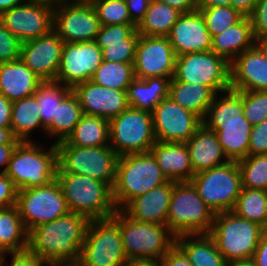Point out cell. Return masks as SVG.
Segmentation results:
<instances>
[{
  "instance_id": "6da1fadb",
  "label": "cell",
  "mask_w": 267,
  "mask_h": 266,
  "mask_svg": "<svg viewBox=\"0 0 267 266\" xmlns=\"http://www.w3.org/2000/svg\"><path fill=\"white\" fill-rule=\"evenodd\" d=\"M90 220L69 212L28 232V250L45 262H78Z\"/></svg>"
},
{
  "instance_id": "7a4b0ae2",
  "label": "cell",
  "mask_w": 267,
  "mask_h": 266,
  "mask_svg": "<svg viewBox=\"0 0 267 266\" xmlns=\"http://www.w3.org/2000/svg\"><path fill=\"white\" fill-rule=\"evenodd\" d=\"M203 125L216 133L229 160L238 161L248 156L252 125L244 116L240 91L230 89L216 94Z\"/></svg>"
},
{
  "instance_id": "3957f363",
  "label": "cell",
  "mask_w": 267,
  "mask_h": 266,
  "mask_svg": "<svg viewBox=\"0 0 267 266\" xmlns=\"http://www.w3.org/2000/svg\"><path fill=\"white\" fill-rule=\"evenodd\" d=\"M46 145V141L17 143L5 172L17 190L44 186L56 179L58 150L56 144Z\"/></svg>"
},
{
  "instance_id": "277c9868",
  "label": "cell",
  "mask_w": 267,
  "mask_h": 266,
  "mask_svg": "<svg viewBox=\"0 0 267 266\" xmlns=\"http://www.w3.org/2000/svg\"><path fill=\"white\" fill-rule=\"evenodd\" d=\"M169 181L151 152L120 156L112 187L115 207L122 210L131 200Z\"/></svg>"
},
{
  "instance_id": "5b68a950",
  "label": "cell",
  "mask_w": 267,
  "mask_h": 266,
  "mask_svg": "<svg viewBox=\"0 0 267 266\" xmlns=\"http://www.w3.org/2000/svg\"><path fill=\"white\" fill-rule=\"evenodd\" d=\"M58 181L70 212L89 220L111 218L117 211L113 201L112 188L91 176L57 173Z\"/></svg>"
},
{
  "instance_id": "8992f818",
  "label": "cell",
  "mask_w": 267,
  "mask_h": 266,
  "mask_svg": "<svg viewBox=\"0 0 267 266\" xmlns=\"http://www.w3.org/2000/svg\"><path fill=\"white\" fill-rule=\"evenodd\" d=\"M264 227L232 211L215 214L209 235L230 265L252 260Z\"/></svg>"
},
{
  "instance_id": "52a82bcc",
  "label": "cell",
  "mask_w": 267,
  "mask_h": 266,
  "mask_svg": "<svg viewBox=\"0 0 267 266\" xmlns=\"http://www.w3.org/2000/svg\"><path fill=\"white\" fill-rule=\"evenodd\" d=\"M214 216L190 181H175L166 220L175 236L209 234Z\"/></svg>"
},
{
  "instance_id": "ba28073f",
  "label": "cell",
  "mask_w": 267,
  "mask_h": 266,
  "mask_svg": "<svg viewBox=\"0 0 267 266\" xmlns=\"http://www.w3.org/2000/svg\"><path fill=\"white\" fill-rule=\"evenodd\" d=\"M82 266H127L120 231V210L108 219L90 220L80 251Z\"/></svg>"
},
{
  "instance_id": "9c48e42d",
  "label": "cell",
  "mask_w": 267,
  "mask_h": 266,
  "mask_svg": "<svg viewBox=\"0 0 267 266\" xmlns=\"http://www.w3.org/2000/svg\"><path fill=\"white\" fill-rule=\"evenodd\" d=\"M120 231L130 261H160L175 245L176 236L166 225L139 222L120 210Z\"/></svg>"
},
{
  "instance_id": "30bf717a",
  "label": "cell",
  "mask_w": 267,
  "mask_h": 266,
  "mask_svg": "<svg viewBox=\"0 0 267 266\" xmlns=\"http://www.w3.org/2000/svg\"><path fill=\"white\" fill-rule=\"evenodd\" d=\"M190 182L214 214L232 211L242 189L238 162L231 160L196 173Z\"/></svg>"
},
{
  "instance_id": "8fae6325",
  "label": "cell",
  "mask_w": 267,
  "mask_h": 266,
  "mask_svg": "<svg viewBox=\"0 0 267 266\" xmlns=\"http://www.w3.org/2000/svg\"><path fill=\"white\" fill-rule=\"evenodd\" d=\"M155 142L151 112L129 106L109 121V146L119 157L150 152Z\"/></svg>"
},
{
  "instance_id": "7c38bea8",
  "label": "cell",
  "mask_w": 267,
  "mask_h": 266,
  "mask_svg": "<svg viewBox=\"0 0 267 266\" xmlns=\"http://www.w3.org/2000/svg\"><path fill=\"white\" fill-rule=\"evenodd\" d=\"M56 147L58 150L57 173L91 176L113 187L119 156L110 146L56 145Z\"/></svg>"
},
{
  "instance_id": "4fadbf2b",
  "label": "cell",
  "mask_w": 267,
  "mask_h": 266,
  "mask_svg": "<svg viewBox=\"0 0 267 266\" xmlns=\"http://www.w3.org/2000/svg\"><path fill=\"white\" fill-rule=\"evenodd\" d=\"M173 78L206 85L216 94L231 89L230 63L212 51L176 56Z\"/></svg>"
},
{
  "instance_id": "5bb4252c",
  "label": "cell",
  "mask_w": 267,
  "mask_h": 266,
  "mask_svg": "<svg viewBox=\"0 0 267 266\" xmlns=\"http://www.w3.org/2000/svg\"><path fill=\"white\" fill-rule=\"evenodd\" d=\"M16 206L28 232L70 212L56 179L44 186L18 190Z\"/></svg>"
},
{
  "instance_id": "9a60e30c",
  "label": "cell",
  "mask_w": 267,
  "mask_h": 266,
  "mask_svg": "<svg viewBox=\"0 0 267 266\" xmlns=\"http://www.w3.org/2000/svg\"><path fill=\"white\" fill-rule=\"evenodd\" d=\"M101 27L92 4L71 1L53 11V30L64 42L94 41Z\"/></svg>"
},
{
  "instance_id": "2e32d148",
  "label": "cell",
  "mask_w": 267,
  "mask_h": 266,
  "mask_svg": "<svg viewBox=\"0 0 267 266\" xmlns=\"http://www.w3.org/2000/svg\"><path fill=\"white\" fill-rule=\"evenodd\" d=\"M156 141L186 143L203 125V120L184 109L170 97L163 99L151 112Z\"/></svg>"
},
{
  "instance_id": "e0dca14e",
  "label": "cell",
  "mask_w": 267,
  "mask_h": 266,
  "mask_svg": "<svg viewBox=\"0 0 267 266\" xmlns=\"http://www.w3.org/2000/svg\"><path fill=\"white\" fill-rule=\"evenodd\" d=\"M102 61V51L95 41L64 42L55 80L70 88L91 81Z\"/></svg>"
},
{
  "instance_id": "ac0fdd59",
  "label": "cell",
  "mask_w": 267,
  "mask_h": 266,
  "mask_svg": "<svg viewBox=\"0 0 267 266\" xmlns=\"http://www.w3.org/2000/svg\"><path fill=\"white\" fill-rule=\"evenodd\" d=\"M175 62L176 54L168 37L139 35L133 64L135 78L141 80L150 77L171 79L175 70Z\"/></svg>"
},
{
  "instance_id": "d6986e66",
  "label": "cell",
  "mask_w": 267,
  "mask_h": 266,
  "mask_svg": "<svg viewBox=\"0 0 267 266\" xmlns=\"http://www.w3.org/2000/svg\"><path fill=\"white\" fill-rule=\"evenodd\" d=\"M54 9L25 1L0 15V22L23 43L48 34L53 29Z\"/></svg>"
},
{
  "instance_id": "ffe728a7",
  "label": "cell",
  "mask_w": 267,
  "mask_h": 266,
  "mask_svg": "<svg viewBox=\"0 0 267 266\" xmlns=\"http://www.w3.org/2000/svg\"><path fill=\"white\" fill-rule=\"evenodd\" d=\"M64 41L52 29L48 34L22 43L20 59L43 81L55 80Z\"/></svg>"
},
{
  "instance_id": "44dd1931",
  "label": "cell",
  "mask_w": 267,
  "mask_h": 266,
  "mask_svg": "<svg viewBox=\"0 0 267 266\" xmlns=\"http://www.w3.org/2000/svg\"><path fill=\"white\" fill-rule=\"evenodd\" d=\"M72 91L85 115L98 116L110 121L129 107L127 91L103 87L92 81L77 84Z\"/></svg>"
},
{
  "instance_id": "7402d4cb",
  "label": "cell",
  "mask_w": 267,
  "mask_h": 266,
  "mask_svg": "<svg viewBox=\"0 0 267 266\" xmlns=\"http://www.w3.org/2000/svg\"><path fill=\"white\" fill-rule=\"evenodd\" d=\"M167 37L176 56L207 52L212 48V35L199 10L182 13Z\"/></svg>"
},
{
  "instance_id": "603a6c76",
  "label": "cell",
  "mask_w": 267,
  "mask_h": 266,
  "mask_svg": "<svg viewBox=\"0 0 267 266\" xmlns=\"http://www.w3.org/2000/svg\"><path fill=\"white\" fill-rule=\"evenodd\" d=\"M231 89L267 91V59L254 45L230 63Z\"/></svg>"
},
{
  "instance_id": "cb8c5ba5",
  "label": "cell",
  "mask_w": 267,
  "mask_h": 266,
  "mask_svg": "<svg viewBox=\"0 0 267 266\" xmlns=\"http://www.w3.org/2000/svg\"><path fill=\"white\" fill-rule=\"evenodd\" d=\"M175 181L155 187L131 200L122 211L130 218L147 223L166 225Z\"/></svg>"
},
{
  "instance_id": "d4e9b609",
  "label": "cell",
  "mask_w": 267,
  "mask_h": 266,
  "mask_svg": "<svg viewBox=\"0 0 267 266\" xmlns=\"http://www.w3.org/2000/svg\"><path fill=\"white\" fill-rule=\"evenodd\" d=\"M42 81L21 59L0 64V95L11 102L34 95Z\"/></svg>"
},
{
  "instance_id": "484cf974",
  "label": "cell",
  "mask_w": 267,
  "mask_h": 266,
  "mask_svg": "<svg viewBox=\"0 0 267 266\" xmlns=\"http://www.w3.org/2000/svg\"><path fill=\"white\" fill-rule=\"evenodd\" d=\"M150 152L169 180L190 181L195 175L185 143L156 141Z\"/></svg>"
},
{
  "instance_id": "4316f807",
  "label": "cell",
  "mask_w": 267,
  "mask_h": 266,
  "mask_svg": "<svg viewBox=\"0 0 267 266\" xmlns=\"http://www.w3.org/2000/svg\"><path fill=\"white\" fill-rule=\"evenodd\" d=\"M185 144L189 150L194 174L230 161L225 155L216 133L204 125Z\"/></svg>"
},
{
  "instance_id": "83f0119b",
  "label": "cell",
  "mask_w": 267,
  "mask_h": 266,
  "mask_svg": "<svg viewBox=\"0 0 267 266\" xmlns=\"http://www.w3.org/2000/svg\"><path fill=\"white\" fill-rule=\"evenodd\" d=\"M39 111L40 107L35 95L12 102L10 128L16 140L36 141L33 135L40 132L43 135L42 138H46V128L40 120Z\"/></svg>"
},
{
  "instance_id": "f1b7e54d",
  "label": "cell",
  "mask_w": 267,
  "mask_h": 266,
  "mask_svg": "<svg viewBox=\"0 0 267 266\" xmlns=\"http://www.w3.org/2000/svg\"><path fill=\"white\" fill-rule=\"evenodd\" d=\"M254 44L251 21L248 16H244L227 30L212 37L211 51L231 63L245 50L252 48Z\"/></svg>"
},
{
  "instance_id": "f546056e",
  "label": "cell",
  "mask_w": 267,
  "mask_h": 266,
  "mask_svg": "<svg viewBox=\"0 0 267 266\" xmlns=\"http://www.w3.org/2000/svg\"><path fill=\"white\" fill-rule=\"evenodd\" d=\"M175 245L192 266H229L209 234L179 235L175 238Z\"/></svg>"
},
{
  "instance_id": "4dcf8cb0",
  "label": "cell",
  "mask_w": 267,
  "mask_h": 266,
  "mask_svg": "<svg viewBox=\"0 0 267 266\" xmlns=\"http://www.w3.org/2000/svg\"><path fill=\"white\" fill-rule=\"evenodd\" d=\"M169 78H135L127 89L128 106L152 112L165 98L169 97Z\"/></svg>"
},
{
  "instance_id": "1f68e13d",
  "label": "cell",
  "mask_w": 267,
  "mask_h": 266,
  "mask_svg": "<svg viewBox=\"0 0 267 266\" xmlns=\"http://www.w3.org/2000/svg\"><path fill=\"white\" fill-rule=\"evenodd\" d=\"M216 93L203 84L186 83L175 80L173 77L169 83V97L184 109H187L202 120L213 101Z\"/></svg>"
},
{
  "instance_id": "d6a6232c",
  "label": "cell",
  "mask_w": 267,
  "mask_h": 266,
  "mask_svg": "<svg viewBox=\"0 0 267 266\" xmlns=\"http://www.w3.org/2000/svg\"><path fill=\"white\" fill-rule=\"evenodd\" d=\"M84 115L77 96L73 91L58 105L56 115L46 127V139L49 143L58 144L66 141L75 126ZM51 141V142H50Z\"/></svg>"
},
{
  "instance_id": "836d02e7",
  "label": "cell",
  "mask_w": 267,
  "mask_h": 266,
  "mask_svg": "<svg viewBox=\"0 0 267 266\" xmlns=\"http://www.w3.org/2000/svg\"><path fill=\"white\" fill-rule=\"evenodd\" d=\"M28 249V231L18 207L0 209V253L21 252Z\"/></svg>"
},
{
  "instance_id": "e575fe53",
  "label": "cell",
  "mask_w": 267,
  "mask_h": 266,
  "mask_svg": "<svg viewBox=\"0 0 267 266\" xmlns=\"http://www.w3.org/2000/svg\"><path fill=\"white\" fill-rule=\"evenodd\" d=\"M56 145L109 146V120L84 114L67 140Z\"/></svg>"
},
{
  "instance_id": "d590c367",
  "label": "cell",
  "mask_w": 267,
  "mask_h": 266,
  "mask_svg": "<svg viewBox=\"0 0 267 266\" xmlns=\"http://www.w3.org/2000/svg\"><path fill=\"white\" fill-rule=\"evenodd\" d=\"M181 14L165 3L151 0L144 19L137 26V32L141 36L167 37Z\"/></svg>"
},
{
  "instance_id": "8d00e7d4",
  "label": "cell",
  "mask_w": 267,
  "mask_h": 266,
  "mask_svg": "<svg viewBox=\"0 0 267 266\" xmlns=\"http://www.w3.org/2000/svg\"><path fill=\"white\" fill-rule=\"evenodd\" d=\"M72 92V88L56 80L42 81L34 95L40 107V120L46 128L56 115L57 107Z\"/></svg>"
},
{
  "instance_id": "74e56055",
  "label": "cell",
  "mask_w": 267,
  "mask_h": 266,
  "mask_svg": "<svg viewBox=\"0 0 267 266\" xmlns=\"http://www.w3.org/2000/svg\"><path fill=\"white\" fill-rule=\"evenodd\" d=\"M134 63L102 61L95 70L91 81L103 87L127 91L131 82L135 79Z\"/></svg>"
},
{
  "instance_id": "f35d334b",
  "label": "cell",
  "mask_w": 267,
  "mask_h": 266,
  "mask_svg": "<svg viewBox=\"0 0 267 266\" xmlns=\"http://www.w3.org/2000/svg\"><path fill=\"white\" fill-rule=\"evenodd\" d=\"M232 212L264 227L267 224V191L242 188Z\"/></svg>"
},
{
  "instance_id": "ab89813d",
  "label": "cell",
  "mask_w": 267,
  "mask_h": 266,
  "mask_svg": "<svg viewBox=\"0 0 267 266\" xmlns=\"http://www.w3.org/2000/svg\"><path fill=\"white\" fill-rule=\"evenodd\" d=\"M237 162L242 176V188L267 191V154L248 155Z\"/></svg>"
},
{
  "instance_id": "60d3db41",
  "label": "cell",
  "mask_w": 267,
  "mask_h": 266,
  "mask_svg": "<svg viewBox=\"0 0 267 266\" xmlns=\"http://www.w3.org/2000/svg\"><path fill=\"white\" fill-rule=\"evenodd\" d=\"M212 37L239 22L244 16L232 6H217L199 10Z\"/></svg>"
},
{
  "instance_id": "b9f144b4",
  "label": "cell",
  "mask_w": 267,
  "mask_h": 266,
  "mask_svg": "<svg viewBox=\"0 0 267 266\" xmlns=\"http://www.w3.org/2000/svg\"><path fill=\"white\" fill-rule=\"evenodd\" d=\"M101 25L134 24L125 0H97L92 3Z\"/></svg>"
},
{
  "instance_id": "7bdbcfd3",
  "label": "cell",
  "mask_w": 267,
  "mask_h": 266,
  "mask_svg": "<svg viewBox=\"0 0 267 266\" xmlns=\"http://www.w3.org/2000/svg\"><path fill=\"white\" fill-rule=\"evenodd\" d=\"M139 39L137 30L127 39L115 43H96L102 51L103 61L134 63L136 45Z\"/></svg>"
},
{
  "instance_id": "ee69618b",
  "label": "cell",
  "mask_w": 267,
  "mask_h": 266,
  "mask_svg": "<svg viewBox=\"0 0 267 266\" xmlns=\"http://www.w3.org/2000/svg\"><path fill=\"white\" fill-rule=\"evenodd\" d=\"M245 118L252 126L267 119V91H240Z\"/></svg>"
},
{
  "instance_id": "f6af8a7d",
  "label": "cell",
  "mask_w": 267,
  "mask_h": 266,
  "mask_svg": "<svg viewBox=\"0 0 267 266\" xmlns=\"http://www.w3.org/2000/svg\"><path fill=\"white\" fill-rule=\"evenodd\" d=\"M22 43L0 22V64L20 59Z\"/></svg>"
},
{
  "instance_id": "bcb514c9",
  "label": "cell",
  "mask_w": 267,
  "mask_h": 266,
  "mask_svg": "<svg viewBox=\"0 0 267 266\" xmlns=\"http://www.w3.org/2000/svg\"><path fill=\"white\" fill-rule=\"evenodd\" d=\"M135 24L101 25L95 37V43H115L129 38L135 31Z\"/></svg>"
},
{
  "instance_id": "7dc6e473",
  "label": "cell",
  "mask_w": 267,
  "mask_h": 266,
  "mask_svg": "<svg viewBox=\"0 0 267 266\" xmlns=\"http://www.w3.org/2000/svg\"><path fill=\"white\" fill-rule=\"evenodd\" d=\"M248 17L251 21L254 39L267 35V0H258Z\"/></svg>"
},
{
  "instance_id": "c3c4849f",
  "label": "cell",
  "mask_w": 267,
  "mask_h": 266,
  "mask_svg": "<svg viewBox=\"0 0 267 266\" xmlns=\"http://www.w3.org/2000/svg\"><path fill=\"white\" fill-rule=\"evenodd\" d=\"M267 154V119L252 126L248 155Z\"/></svg>"
},
{
  "instance_id": "681fc988",
  "label": "cell",
  "mask_w": 267,
  "mask_h": 266,
  "mask_svg": "<svg viewBox=\"0 0 267 266\" xmlns=\"http://www.w3.org/2000/svg\"><path fill=\"white\" fill-rule=\"evenodd\" d=\"M17 192L13 181L6 174H0V209L15 206Z\"/></svg>"
},
{
  "instance_id": "f907efd6",
  "label": "cell",
  "mask_w": 267,
  "mask_h": 266,
  "mask_svg": "<svg viewBox=\"0 0 267 266\" xmlns=\"http://www.w3.org/2000/svg\"><path fill=\"white\" fill-rule=\"evenodd\" d=\"M10 259L7 266H46V262L39 259L28 249L21 252H11L7 254Z\"/></svg>"
},
{
  "instance_id": "816d5d0a",
  "label": "cell",
  "mask_w": 267,
  "mask_h": 266,
  "mask_svg": "<svg viewBox=\"0 0 267 266\" xmlns=\"http://www.w3.org/2000/svg\"><path fill=\"white\" fill-rule=\"evenodd\" d=\"M132 22L138 26L144 19L151 0H125Z\"/></svg>"
},
{
  "instance_id": "f5cc1de1",
  "label": "cell",
  "mask_w": 267,
  "mask_h": 266,
  "mask_svg": "<svg viewBox=\"0 0 267 266\" xmlns=\"http://www.w3.org/2000/svg\"><path fill=\"white\" fill-rule=\"evenodd\" d=\"M162 266H192L184 253L174 245L161 259Z\"/></svg>"
},
{
  "instance_id": "db71d44e",
  "label": "cell",
  "mask_w": 267,
  "mask_h": 266,
  "mask_svg": "<svg viewBox=\"0 0 267 266\" xmlns=\"http://www.w3.org/2000/svg\"><path fill=\"white\" fill-rule=\"evenodd\" d=\"M12 102L0 95V128H10Z\"/></svg>"
},
{
  "instance_id": "11a10c76",
  "label": "cell",
  "mask_w": 267,
  "mask_h": 266,
  "mask_svg": "<svg viewBox=\"0 0 267 266\" xmlns=\"http://www.w3.org/2000/svg\"><path fill=\"white\" fill-rule=\"evenodd\" d=\"M252 261L256 266H267V237L264 235L260 238Z\"/></svg>"
},
{
  "instance_id": "9f6ffc18",
  "label": "cell",
  "mask_w": 267,
  "mask_h": 266,
  "mask_svg": "<svg viewBox=\"0 0 267 266\" xmlns=\"http://www.w3.org/2000/svg\"><path fill=\"white\" fill-rule=\"evenodd\" d=\"M156 1L165 3L171 6L172 8L177 9L181 13H190L197 10L195 0H156Z\"/></svg>"
},
{
  "instance_id": "6f0895ef",
  "label": "cell",
  "mask_w": 267,
  "mask_h": 266,
  "mask_svg": "<svg viewBox=\"0 0 267 266\" xmlns=\"http://www.w3.org/2000/svg\"><path fill=\"white\" fill-rule=\"evenodd\" d=\"M258 0H231V6L243 16H249L255 8Z\"/></svg>"
},
{
  "instance_id": "680465c9",
  "label": "cell",
  "mask_w": 267,
  "mask_h": 266,
  "mask_svg": "<svg viewBox=\"0 0 267 266\" xmlns=\"http://www.w3.org/2000/svg\"><path fill=\"white\" fill-rule=\"evenodd\" d=\"M15 147L16 145H0V174H5Z\"/></svg>"
},
{
  "instance_id": "91938a15",
  "label": "cell",
  "mask_w": 267,
  "mask_h": 266,
  "mask_svg": "<svg viewBox=\"0 0 267 266\" xmlns=\"http://www.w3.org/2000/svg\"><path fill=\"white\" fill-rule=\"evenodd\" d=\"M197 10L217 6H231V0H195Z\"/></svg>"
},
{
  "instance_id": "94428289",
  "label": "cell",
  "mask_w": 267,
  "mask_h": 266,
  "mask_svg": "<svg viewBox=\"0 0 267 266\" xmlns=\"http://www.w3.org/2000/svg\"><path fill=\"white\" fill-rule=\"evenodd\" d=\"M18 142L13 136L11 128H0V145H17Z\"/></svg>"
},
{
  "instance_id": "6125c7cd",
  "label": "cell",
  "mask_w": 267,
  "mask_h": 266,
  "mask_svg": "<svg viewBox=\"0 0 267 266\" xmlns=\"http://www.w3.org/2000/svg\"><path fill=\"white\" fill-rule=\"evenodd\" d=\"M27 1L34 2L37 4L47 5L54 9L56 7H60L63 4L74 1V0H27Z\"/></svg>"
},
{
  "instance_id": "be15d7a7",
  "label": "cell",
  "mask_w": 267,
  "mask_h": 266,
  "mask_svg": "<svg viewBox=\"0 0 267 266\" xmlns=\"http://www.w3.org/2000/svg\"><path fill=\"white\" fill-rule=\"evenodd\" d=\"M25 1L26 0H0V15L3 12H5V11H7V10L19 5V4H22Z\"/></svg>"
},
{
  "instance_id": "e7e4bbea",
  "label": "cell",
  "mask_w": 267,
  "mask_h": 266,
  "mask_svg": "<svg viewBox=\"0 0 267 266\" xmlns=\"http://www.w3.org/2000/svg\"><path fill=\"white\" fill-rule=\"evenodd\" d=\"M267 59V35L255 39L254 44Z\"/></svg>"
},
{
  "instance_id": "03108f58",
  "label": "cell",
  "mask_w": 267,
  "mask_h": 266,
  "mask_svg": "<svg viewBox=\"0 0 267 266\" xmlns=\"http://www.w3.org/2000/svg\"><path fill=\"white\" fill-rule=\"evenodd\" d=\"M127 266H162L160 261H130Z\"/></svg>"
},
{
  "instance_id": "003e7915",
  "label": "cell",
  "mask_w": 267,
  "mask_h": 266,
  "mask_svg": "<svg viewBox=\"0 0 267 266\" xmlns=\"http://www.w3.org/2000/svg\"><path fill=\"white\" fill-rule=\"evenodd\" d=\"M46 266H82V264L78 262H46Z\"/></svg>"
},
{
  "instance_id": "a7ac6f4b",
  "label": "cell",
  "mask_w": 267,
  "mask_h": 266,
  "mask_svg": "<svg viewBox=\"0 0 267 266\" xmlns=\"http://www.w3.org/2000/svg\"><path fill=\"white\" fill-rule=\"evenodd\" d=\"M229 266H256V265L252 260H250V261L235 262L230 264Z\"/></svg>"
},
{
  "instance_id": "89a4df30",
  "label": "cell",
  "mask_w": 267,
  "mask_h": 266,
  "mask_svg": "<svg viewBox=\"0 0 267 266\" xmlns=\"http://www.w3.org/2000/svg\"><path fill=\"white\" fill-rule=\"evenodd\" d=\"M7 258V254L4 255L0 253V266H5V263L8 262Z\"/></svg>"
},
{
  "instance_id": "2644e50d",
  "label": "cell",
  "mask_w": 267,
  "mask_h": 266,
  "mask_svg": "<svg viewBox=\"0 0 267 266\" xmlns=\"http://www.w3.org/2000/svg\"><path fill=\"white\" fill-rule=\"evenodd\" d=\"M75 1L92 4L94 1H97V0H75Z\"/></svg>"
},
{
  "instance_id": "8c879c8a",
  "label": "cell",
  "mask_w": 267,
  "mask_h": 266,
  "mask_svg": "<svg viewBox=\"0 0 267 266\" xmlns=\"http://www.w3.org/2000/svg\"><path fill=\"white\" fill-rule=\"evenodd\" d=\"M263 235L265 237H267V224L264 226V232H263Z\"/></svg>"
}]
</instances>
